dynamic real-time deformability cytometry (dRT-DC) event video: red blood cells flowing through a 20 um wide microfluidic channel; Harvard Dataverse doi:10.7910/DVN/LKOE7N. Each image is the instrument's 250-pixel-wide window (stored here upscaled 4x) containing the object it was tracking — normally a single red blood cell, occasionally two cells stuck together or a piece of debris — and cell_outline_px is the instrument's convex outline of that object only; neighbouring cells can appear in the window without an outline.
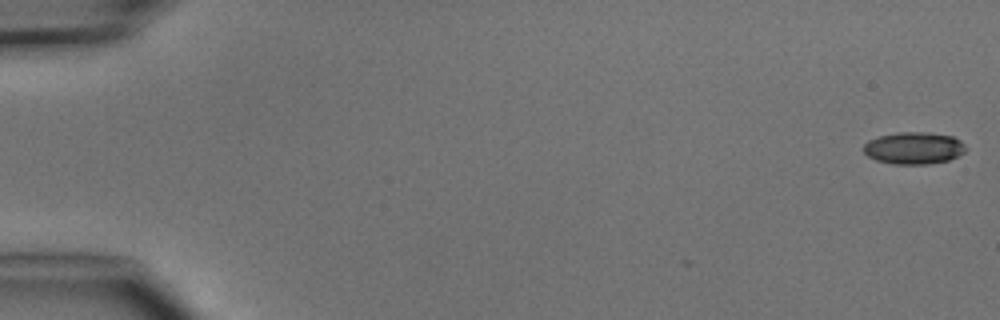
{"species": "common noctule bat (a hibernating species)", "species_latin": "Nyctalus noctula", "temperature_condition": "cold", "stored_images_in_passage": 5, "camera_frame_rate_fps": 3000, "um_per_image_px": 0.085, "animal": {"sex": "male", "body_mass_g": 15.6}, "frame": {"image": 1, "passage_image": 1, "time_ms": 0.0, "image_size_px": [1000, 320], "cell_outline_px": [[964, 152], [948, 160], [928, 164], [892, 164], [876, 160], [868, 156], [864, 152], [864, 144], [868, 140], [880, 136], [900, 132], [928, 132], [952, 136], [960, 140], [964, 144]], "centroid_in_image_um": [77.65, 12.58], "position_along_channel_um": 7.3, "area_um2": 18.96}}